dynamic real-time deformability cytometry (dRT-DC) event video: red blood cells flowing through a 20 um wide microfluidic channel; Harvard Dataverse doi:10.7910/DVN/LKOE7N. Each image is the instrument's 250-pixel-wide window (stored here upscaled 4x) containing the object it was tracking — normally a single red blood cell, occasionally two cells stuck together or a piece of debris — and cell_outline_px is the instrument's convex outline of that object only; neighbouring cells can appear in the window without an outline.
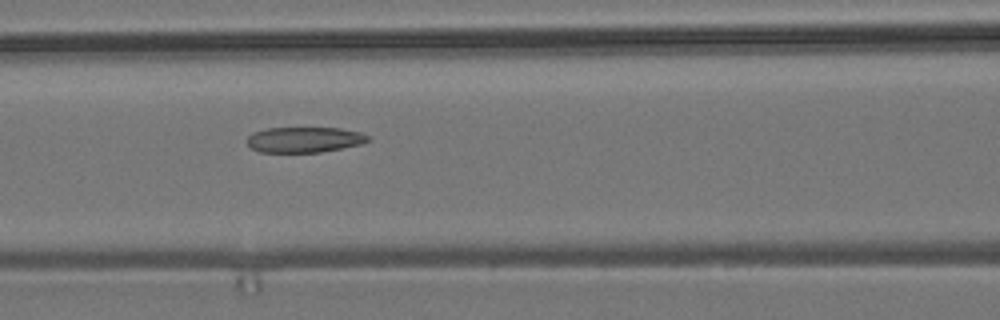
{"species": "common noctule bat (a hibernating species)", "species_latin": "Nyctalus noctula", "temperature_condition": "room temperature", "stored_images_in_passage": 5, "camera_frame_rate_fps": 3000, "um_per_image_px": 0.085, "animal": {"sex": "male", "body_mass_g": 19.2, "forearm_length_mm": 51.8}, "frame": {"image": 1, "passage_image": 5, "time_ms": 1.333, "image_size_px": [1000, 320], "cell_outline_px": [[372, 140], [360, 144], [320, 152], [260, 152], [252, 148], [244, 140], [252, 132], [268, 128], [340, 128], [360, 132], [372, 136]], "centroid_in_image_um": [25.87, 11.86], "position_along_channel_um": 140.7, "area_um2": 18.09}}